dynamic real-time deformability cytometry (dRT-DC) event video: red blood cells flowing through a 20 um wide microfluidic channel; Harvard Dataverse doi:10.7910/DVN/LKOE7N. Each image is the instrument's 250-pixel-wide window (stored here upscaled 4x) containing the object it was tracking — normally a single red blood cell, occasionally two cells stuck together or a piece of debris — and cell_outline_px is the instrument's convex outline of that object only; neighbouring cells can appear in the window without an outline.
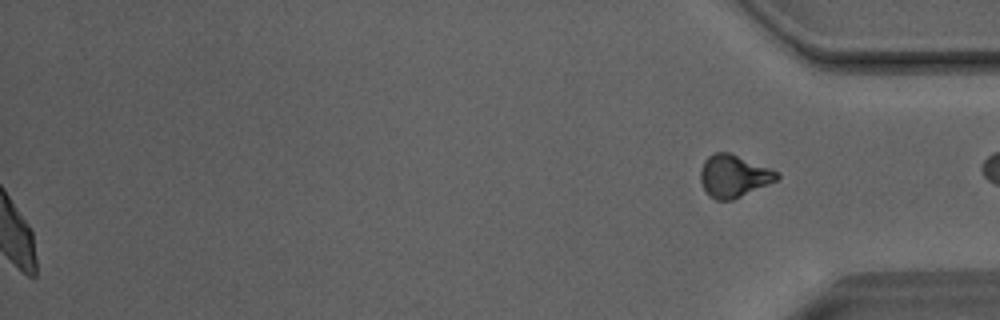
{"species": "Egyptian fruit bat (a non-hibernating species)", "species_latin": "Rousettus aegyptiacus", "temperature_condition": "room temperature", "stored_images_in_passage": 36, "segment_of_instrument_passage": [2, 2], "camera_frame_rate_fps": 3000, "um_per_image_px": 0.085, "animal": {"sex": "male"}, "frame": {"image": 1, "passage_image": 36, "time_ms": 11.667, "image_size_px": [1000, 320], "cell_outline_px": [[780, 176], [776, 180], [768, 184], [732, 200], [716, 200], [708, 196], [704, 192], [700, 180], [700, 172], [704, 160], [712, 152], [728, 152], [772, 168], [780, 172]], "centroid_in_image_um": [62.34, 14.96], "position_along_channel_um": 372.9, "area_um2": 19.07}}